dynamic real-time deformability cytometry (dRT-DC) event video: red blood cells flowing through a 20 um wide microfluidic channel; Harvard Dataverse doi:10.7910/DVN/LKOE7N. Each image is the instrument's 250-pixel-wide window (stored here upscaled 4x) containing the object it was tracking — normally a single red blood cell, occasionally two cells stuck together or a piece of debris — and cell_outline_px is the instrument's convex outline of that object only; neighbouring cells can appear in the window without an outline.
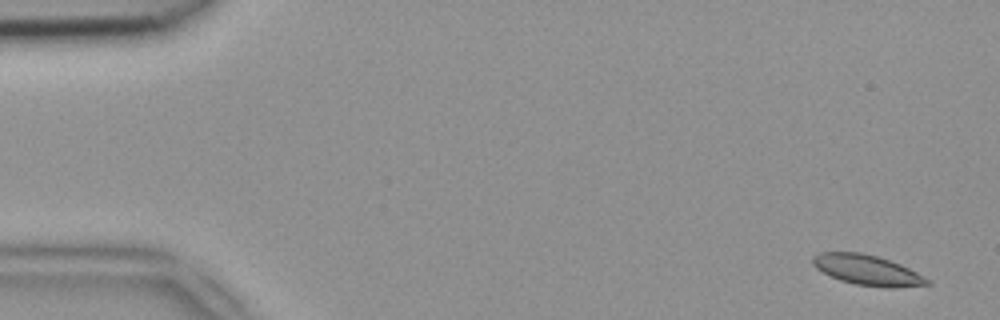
{"species": "common noctule bat (a hibernating species)", "species_latin": "Nyctalus noctula", "temperature_condition": "room temperature", "stored_images_in_passage": 52, "camera_frame_rate_fps": 3000, "um_per_image_px": 0.085, "animal": {"sex": "female", "body_mass_g": 18.4}, "frame": {"image": 1, "passage_image": 3, "time_ms": 0.667, "image_size_px": [1000, 320], "cell_outline_px": [[932, 284], [896, 288], [888, 288], [856, 284], [840, 280], [816, 268], [812, 264], [812, 256], [820, 252], [860, 252], [876, 256], [900, 264], [932, 280]], "centroid_in_image_um": [73.75, 22.96], "position_along_channel_um": 11.3, "area_um2": 20.11}}
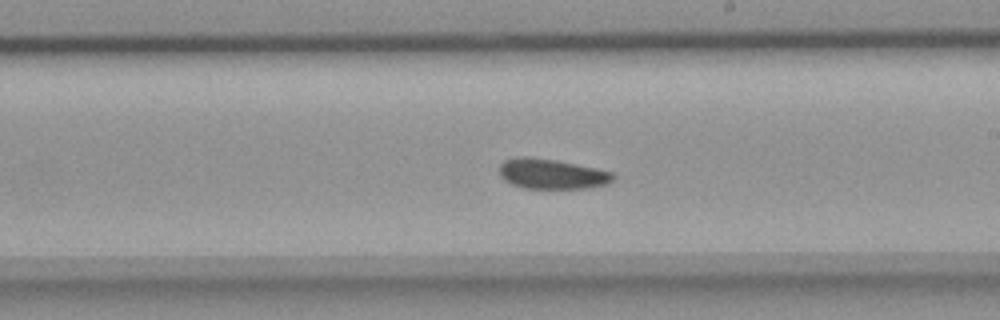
{"frame": {"image": 2, "passage_image": 30, "time_ms": 9.667, "image_size_px": [1000, 320], "cell_outline_px": [[616, 176], [608, 184], [588, 188], [524, 188], [512, 184], [504, 180], [500, 176], [500, 164], [504, 160], [524, 156], [532, 156], [556, 160], [596, 168], [612, 172]], "centroid_in_image_um": [46.91, 14.78], "position_along_channel_um": 242.1, "area_um2": 20.0}}
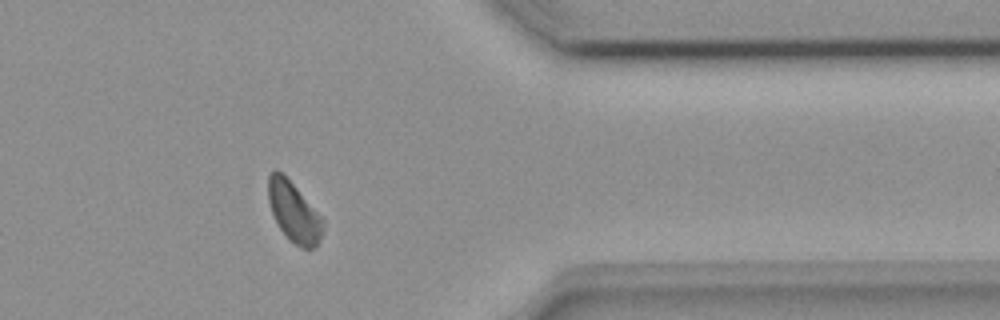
{"frame": {"image": 3, "passage_image": 42, "time_ms": 13.667, "image_size_px": [1000, 320], "cell_outline_px": [[324, 232], [316, 248], [300, 248], [288, 240], [280, 228], [272, 212], [268, 200], [268, 176], [276, 168], [284, 172], [324, 220]], "centroid_in_image_um": [24.99, 18.01], "position_along_channel_um": 386.4, "area_um2": 19.48}}